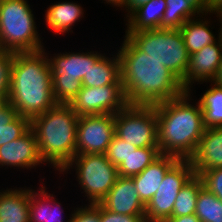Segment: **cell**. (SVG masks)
<instances>
[{
    "label": "cell",
    "mask_w": 222,
    "mask_h": 222,
    "mask_svg": "<svg viewBox=\"0 0 222 222\" xmlns=\"http://www.w3.org/2000/svg\"><path fill=\"white\" fill-rule=\"evenodd\" d=\"M116 54L128 104L155 105L186 91L182 81L160 61L141 51L126 35Z\"/></svg>",
    "instance_id": "cell-1"
},
{
    "label": "cell",
    "mask_w": 222,
    "mask_h": 222,
    "mask_svg": "<svg viewBox=\"0 0 222 222\" xmlns=\"http://www.w3.org/2000/svg\"><path fill=\"white\" fill-rule=\"evenodd\" d=\"M7 102L30 121L57 104L46 49L14 53Z\"/></svg>",
    "instance_id": "cell-2"
},
{
    "label": "cell",
    "mask_w": 222,
    "mask_h": 222,
    "mask_svg": "<svg viewBox=\"0 0 222 222\" xmlns=\"http://www.w3.org/2000/svg\"><path fill=\"white\" fill-rule=\"evenodd\" d=\"M190 95L186 91L177 98L155 104L161 154L189 159L204 133L202 110L198 102L193 105Z\"/></svg>",
    "instance_id": "cell-3"
},
{
    "label": "cell",
    "mask_w": 222,
    "mask_h": 222,
    "mask_svg": "<svg viewBox=\"0 0 222 222\" xmlns=\"http://www.w3.org/2000/svg\"><path fill=\"white\" fill-rule=\"evenodd\" d=\"M78 118L69 104L57 103L30 121L43 161L59 174L76 155Z\"/></svg>",
    "instance_id": "cell-4"
},
{
    "label": "cell",
    "mask_w": 222,
    "mask_h": 222,
    "mask_svg": "<svg viewBox=\"0 0 222 222\" xmlns=\"http://www.w3.org/2000/svg\"><path fill=\"white\" fill-rule=\"evenodd\" d=\"M27 0H0V47L7 52L44 49Z\"/></svg>",
    "instance_id": "cell-5"
},
{
    "label": "cell",
    "mask_w": 222,
    "mask_h": 222,
    "mask_svg": "<svg viewBox=\"0 0 222 222\" xmlns=\"http://www.w3.org/2000/svg\"><path fill=\"white\" fill-rule=\"evenodd\" d=\"M125 33L141 51L163 63L181 81L184 80L190 55L179 29L159 28Z\"/></svg>",
    "instance_id": "cell-6"
},
{
    "label": "cell",
    "mask_w": 222,
    "mask_h": 222,
    "mask_svg": "<svg viewBox=\"0 0 222 222\" xmlns=\"http://www.w3.org/2000/svg\"><path fill=\"white\" fill-rule=\"evenodd\" d=\"M70 168H75L77 182L88 204L100 203L119 177L118 169L106 154H76L60 173H68Z\"/></svg>",
    "instance_id": "cell-7"
},
{
    "label": "cell",
    "mask_w": 222,
    "mask_h": 222,
    "mask_svg": "<svg viewBox=\"0 0 222 222\" xmlns=\"http://www.w3.org/2000/svg\"><path fill=\"white\" fill-rule=\"evenodd\" d=\"M51 69L54 100L69 104L82 89V79L89 70L88 52L47 54ZM52 57V58H51Z\"/></svg>",
    "instance_id": "cell-8"
},
{
    "label": "cell",
    "mask_w": 222,
    "mask_h": 222,
    "mask_svg": "<svg viewBox=\"0 0 222 222\" xmlns=\"http://www.w3.org/2000/svg\"><path fill=\"white\" fill-rule=\"evenodd\" d=\"M115 135L136 146L158 147L155 105H131L115 114Z\"/></svg>",
    "instance_id": "cell-9"
},
{
    "label": "cell",
    "mask_w": 222,
    "mask_h": 222,
    "mask_svg": "<svg viewBox=\"0 0 222 222\" xmlns=\"http://www.w3.org/2000/svg\"><path fill=\"white\" fill-rule=\"evenodd\" d=\"M195 175L188 159H179L166 173L157 192L145 207V222H166L171 218L179 191Z\"/></svg>",
    "instance_id": "cell-10"
},
{
    "label": "cell",
    "mask_w": 222,
    "mask_h": 222,
    "mask_svg": "<svg viewBox=\"0 0 222 222\" xmlns=\"http://www.w3.org/2000/svg\"><path fill=\"white\" fill-rule=\"evenodd\" d=\"M78 116L116 114L124 109L126 100L122 84L102 87L82 86L78 95L69 103Z\"/></svg>",
    "instance_id": "cell-11"
},
{
    "label": "cell",
    "mask_w": 222,
    "mask_h": 222,
    "mask_svg": "<svg viewBox=\"0 0 222 222\" xmlns=\"http://www.w3.org/2000/svg\"><path fill=\"white\" fill-rule=\"evenodd\" d=\"M115 135V114L78 118L76 154H105Z\"/></svg>",
    "instance_id": "cell-12"
},
{
    "label": "cell",
    "mask_w": 222,
    "mask_h": 222,
    "mask_svg": "<svg viewBox=\"0 0 222 222\" xmlns=\"http://www.w3.org/2000/svg\"><path fill=\"white\" fill-rule=\"evenodd\" d=\"M221 62L222 38L220 37L216 43L206 45L198 52L190 55L182 87L185 91L192 92L191 88H193L194 83L211 82L215 78Z\"/></svg>",
    "instance_id": "cell-13"
},
{
    "label": "cell",
    "mask_w": 222,
    "mask_h": 222,
    "mask_svg": "<svg viewBox=\"0 0 222 222\" xmlns=\"http://www.w3.org/2000/svg\"><path fill=\"white\" fill-rule=\"evenodd\" d=\"M45 164L40 152L34 131L30 128L20 138L0 147V166L21 167L24 169L36 168Z\"/></svg>",
    "instance_id": "cell-14"
},
{
    "label": "cell",
    "mask_w": 222,
    "mask_h": 222,
    "mask_svg": "<svg viewBox=\"0 0 222 222\" xmlns=\"http://www.w3.org/2000/svg\"><path fill=\"white\" fill-rule=\"evenodd\" d=\"M99 204L114 213L145 216L146 205L141 201L132 177L119 176Z\"/></svg>",
    "instance_id": "cell-15"
},
{
    "label": "cell",
    "mask_w": 222,
    "mask_h": 222,
    "mask_svg": "<svg viewBox=\"0 0 222 222\" xmlns=\"http://www.w3.org/2000/svg\"><path fill=\"white\" fill-rule=\"evenodd\" d=\"M188 161L193 166L195 175L222 168V127L205 128Z\"/></svg>",
    "instance_id": "cell-16"
},
{
    "label": "cell",
    "mask_w": 222,
    "mask_h": 222,
    "mask_svg": "<svg viewBox=\"0 0 222 222\" xmlns=\"http://www.w3.org/2000/svg\"><path fill=\"white\" fill-rule=\"evenodd\" d=\"M100 52H89V70L82 79V86L102 87L122 84L118 55L107 57Z\"/></svg>",
    "instance_id": "cell-17"
},
{
    "label": "cell",
    "mask_w": 222,
    "mask_h": 222,
    "mask_svg": "<svg viewBox=\"0 0 222 222\" xmlns=\"http://www.w3.org/2000/svg\"><path fill=\"white\" fill-rule=\"evenodd\" d=\"M179 160V158L161 154L140 174L132 176L135 187L141 201L147 205L157 192L167 171Z\"/></svg>",
    "instance_id": "cell-18"
},
{
    "label": "cell",
    "mask_w": 222,
    "mask_h": 222,
    "mask_svg": "<svg viewBox=\"0 0 222 222\" xmlns=\"http://www.w3.org/2000/svg\"><path fill=\"white\" fill-rule=\"evenodd\" d=\"M31 188L0 190V222H30Z\"/></svg>",
    "instance_id": "cell-19"
},
{
    "label": "cell",
    "mask_w": 222,
    "mask_h": 222,
    "mask_svg": "<svg viewBox=\"0 0 222 222\" xmlns=\"http://www.w3.org/2000/svg\"><path fill=\"white\" fill-rule=\"evenodd\" d=\"M165 2L167 5L161 28L179 29L187 20L208 14L206 0H165Z\"/></svg>",
    "instance_id": "cell-20"
},
{
    "label": "cell",
    "mask_w": 222,
    "mask_h": 222,
    "mask_svg": "<svg viewBox=\"0 0 222 222\" xmlns=\"http://www.w3.org/2000/svg\"><path fill=\"white\" fill-rule=\"evenodd\" d=\"M45 185L37 192L31 189L29 220L30 222H64L62 213L64 212L53 194L47 193ZM67 222H70L68 219Z\"/></svg>",
    "instance_id": "cell-21"
},
{
    "label": "cell",
    "mask_w": 222,
    "mask_h": 222,
    "mask_svg": "<svg viewBox=\"0 0 222 222\" xmlns=\"http://www.w3.org/2000/svg\"><path fill=\"white\" fill-rule=\"evenodd\" d=\"M45 12L47 27L55 34L69 33L72 26L84 17L83 7L77 2L62 1L54 3Z\"/></svg>",
    "instance_id": "cell-22"
},
{
    "label": "cell",
    "mask_w": 222,
    "mask_h": 222,
    "mask_svg": "<svg viewBox=\"0 0 222 222\" xmlns=\"http://www.w3.org/2000/svg\"><path fill=\"white\" fill-rule=\"evenodd\" d=\"M203 16L201 15L202 20L198 17L189 19L179 28L189 55L198 52L206 45L216 43L220 38V32L217 35V39L212 30H210L211 23L209 22L211 20H207L206 16Z\"/></svg>",
    "instance_id": "cell-23"
},
{
    "label": "cell",
    "mask_w": 222,
    "mask_h": 222,
    "mask_svg": "<svg viewBox=\"0 0 222 222\" xmlns=\"http://www.w3.org/2000/svg\"><path fill=\"white\" fill-rule=\"evenodd\" d=\"M167 3L165 0H149L134 10L125 21V32H135L161 28L163 13Z\"/></svg>",
    "instance_id": "cell-24"
},
{
    "label": "cell",
    "mask_w": 222,
    "mask_h": 222,
    "mask_svg": "<svg viewBox=\"0 0 222 222\" xmlns=\"http://www.w3.org/2000/svg\"><path fill=\"white\" fill-rule=\"evenodd\" d=\"M30 129V120L22 117L8 102L0 108V147L20 138Z\"/></svg>",
    "instance_id": "cell-25"
},
{
    "label": "cell",
    "mask_w": 222,
    "mask_h": 222,
    "mask_svg": "<svg viewBox=\"0 0 222 222\" xmlns=\"http://www.w3.org/2000/svg\"><path fill=\"white\" fill-rule=\"evenodd\" d=\"M211 83V88L199 98L205 128L222 127V87Z\"/></svg>",
    "instance_id": "cell-26"
},
{
    "label": "cell",
    "mask_w": 222,
    "mask_h": 222,
    "mask_svg": "<svg viewBox=\"0 0 222 222\" xmlns=\"http://www.w3.org/2000/svg\"><path fill=\"white\" fill-rule=\"evenodd\" d=\"M161 155L159 147L137 148L117 168L119 176L132 177L140 174L148 165Z\"/></svg>",
    "instance_id": "cell-27"
},
{
    "label": "cell",
    "mask_w": 222,
    "mask_h": 222,
    "mask_svg": "<svg viewBox=\"0 0 222 222\" xmlns=\"http://www.w3.org/2000/svg\"><path fill=\"white\" fill-rule=\"evenodd\" d=\"M202 187V179L198 175H194L179 191L171 217L195 214L198 193Z\"/></svg>",
    "instance_id": "cell-28"
},
{
    "label": "cell",
    "mask_w": 222,
    "mask_h": 222,
    "mask_svg": "<svg viewBox=\"0 0 222 222\" xmlns=\"http://www.w3.org/2000/svg\"><path fill=\"white\" fill-rule=\"evenodd\" d=\"M195 215L201 222H222V201L202 187L198 193Z\"/></svg>",
    "instance_id": "cell-29"
},
{
    "label": "cell",
    "mask_w": 222,
    "mask_h": 222,
    "mask_svg": "<svg viewBox=\"0 0 222 222\" xmlns=\"http://www.w3.org/2000/svg\"><path fill=\"white\" fill-rule=\"evenodd\" d=\"M136 149V146L131 145L114 135L105 154L107 159L118 168L132 152H135Z\"/></svg>",
    "instance_id": "cell-30"
},
{
    "label": "cell",
    "mask_w": 222,
    "mask_h": 222,
    "mask_svg": "<svg viewBox=\"0 0 222 222\" xmlns=\"http://www.w3.org/2000/svg\"><path fill=\"white\" fill-rule=\"evenodd\" d=\"M14 53L0 52V97L7 102L11 84V70Z\"/></svg>",
    "instance_id": "cell-31"
},
{
    "label": "cell",
    "mask_w": 222,
    "mask_h": 222,
    "mask_svg": "<svg viewBox=\"0 0 222 222\" xmlns=\"http://www.w3.org/2000/svg\"><path fill=\"white\" fill-rule=\"evenodd\" d=\"M209 192L222 201V168L202 171L198 175Z\"/></svg>",
    "instance_id": "cell-32"
},
{
    "label": "cell",
    "mask_w": 222,
    "mask_h": 222,
    "mask_svg": "<svg viewBox=\"0 0 222 222\" xmlns=\"http://www.w3.org/2000/svg\"><path fill=\"white\" fill-rule=\"evenodd\" d=\"M70 216V222H99V203L80 206Z\"/></svg>",
    "instance_id": "cell-33"
},
{
    "label": "cell",
    "mask_w": 222,
    "mask_h": 222,
    "mask_svg": "<svg viewBox=\"0 0 222 222\" xmlns=\"http://www.w3.org/2000/svg\"><path fill=\"white\" fill-rule=\"evenodd\" d=\"M99 222H145V216L122 215L104 209L99 204Z\"/></svg>",
    "instance_id": "cell-34"
},
{
    "label": "cell",
    "mask_w": 222,
    "mask_h": 222,
    "mask_svg": "<svg viewBox=\"0 0 222 222\" xmlns=\"http://www.w3.org/2000/svg\"><path fill=\"white\" fill-rule=\"evenodd\" d=\"M149 0H124V5L123 8L124 10H126L125 12H128L125 17V19L134 11L136 10L138 7H140L141 5L145 4L146 2H148Z\"/></svg>",
    "instance_id": "cell-35"
},
{
    "label": "cell",
    "mask_w": 222,
    "mask_h": 222,
    "mask_svg": "<svg viewBox=\"0 0 222 222\" xmlns=\"http://www.w3.org/2000/svg\"><path fill=\"white\" fill-rule=\"evenodd\" d=\"M166 222H201L195 214L186 216L171 217Z\"/></svg>",
    "instance_id": "cell-36"
},
{
    "label": "cell",
    "mask_w": 222,
    "mask_h": 222,
    "mask_svg": "<svg viewBox=\"0 0 222 222\" xmlns=\"http://www.w3.org/2000/svg\"><path fill=\"white\" fill-rule=\"evenodd\" d=\"M207 5V13L212 16L214 13H216L219 9L222 8V0H206Z\"/></svg>",
    "instance_id": "cell-37"
},
{
    "label": "cell",
    "mask_w": 222,
    "mask_h": 222,
    "mask_svg": "<svg viewBox=\"0 0 222 222\" xmlns=\"http://www.w3.org/2000/svg\"><path fill=\"white\" fill-rule=\"evenodd\" d=\"M212 83H215L216 85L222 87V62L219 65L218 72H217L215 78L212 80Z\"/></svg>",
    "instance_id": "cell-38"
},
{
    "label": "cell",
    "mask_w": 222,
    "mask_h": 222,
    "mask_svg": "<svg viewBox=\"0 0 222 222\" xmlns=\"http://www.w3.org/2000/svg\"><path fill=\"white\" fill-rule=\"evenodd\" d=\"M106 1L107 4L112 5V7H120L121 9L123 8L124 5V0H103Z\"/></svg>",
    "instance_id": "cell-39"
},
{
    "label": "cell",
    "mask_w": 222,
    "mask_h": 222,
    "mask_svg": "<svg viewBox=\"0 0 222 222\" xmlns=\"http://www.w3.org/2000/svg\"><path fill=\"white\" fill-rule=\"evenodd\" d=\"M214 14H216V16H217V18H219V22H220V28H219V31H218V33L220 32V37L222 38V8L221 9H219L216 13H214Z\"/></svg>",
    "instance_id": "cell-40"
},
{
    "label": "cell",
    "mask_w": 222,
    "mask_h": 222,
    "mask_svg": "<svg viewBox=\"0 0 222 222\" xmlns=\"http://www.w3.org/2000/svg\"><path fill=\"white\" fill-rule=\"evenodd\" d=\"M6 101L0 97V108L2 107V105L5 103Z\"/></svg>",
    "instance_id": "cell-41"
}]
</instances>
